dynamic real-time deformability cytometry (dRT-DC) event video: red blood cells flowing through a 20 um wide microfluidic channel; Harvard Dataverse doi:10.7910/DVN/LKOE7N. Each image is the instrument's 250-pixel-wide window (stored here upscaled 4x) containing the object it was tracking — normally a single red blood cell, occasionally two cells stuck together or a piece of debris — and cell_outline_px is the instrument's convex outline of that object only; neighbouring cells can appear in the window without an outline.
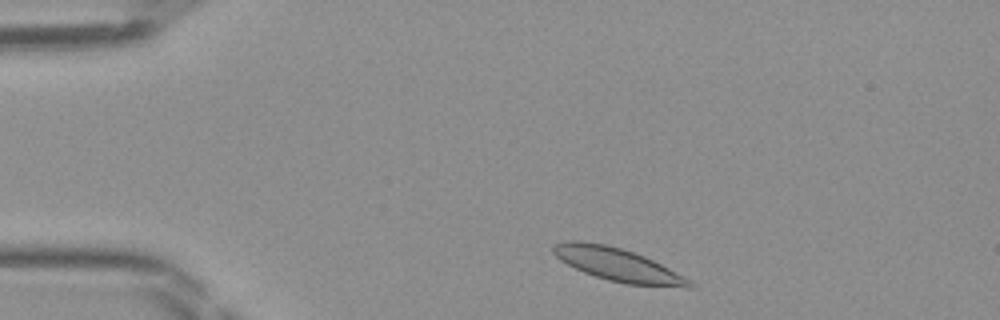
{"species": "Egyptian fruit bat (a non-hibernating species)", "species_latin": "Rousettus aegyptiacus", "temperature_condition": "room temperature", "stored_images_in_passage": 41, "camera_frame_rate_fps": 3000, "um_per_image_px": 0.085, "frame": {"image": 1, "passage_image": 2, "time_ms": 0.333, "image_size_px": [1000, 320], "cell_outline_px": [[692, 288], [688, 288], [624, 284], [608, 280], [584, 272], [560, 260], [552, 252], [552, 248], [556, 244], [568, 240], [580, 240], [604, 244], [620, 248], [644, 256], [692, 280]], "centroid_in_image_um": [52.52, 22.51], "position_along_channel_um": 32.5, "area_um2": 26.01}}
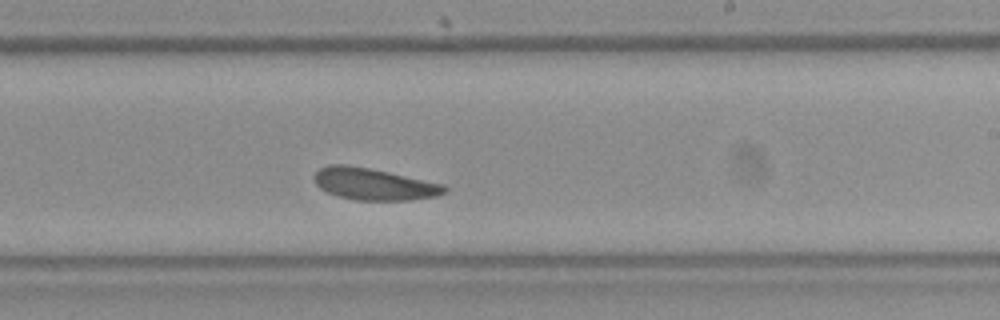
{"frame": {"image": 2, "passage_image": 22, "time_ms": 7.0, "image_size_px": [1000, 320], "cell_outline_px": [[448, 188], [444, 192], [436, 196], [408, 200], [356, 200], [336, 196], [320, 188], [316, 184], [316, 172], [320, 168], [328, 164], [348, 164], [388, 172], [444, 184]], "centroid_in_image_um": [31.77, 15.64], "position_along_channel_um": 257.2, "area_um2": 23.93}}
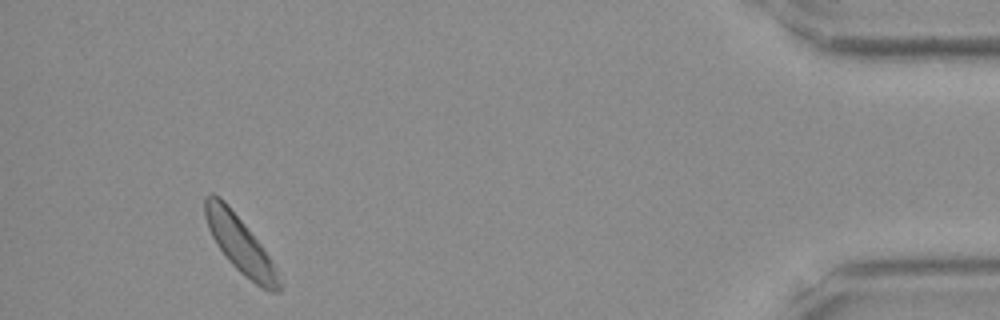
{"frame": {"image": 3, "passage_image": 38, "time_ms": 12.333, "image_size_px": [1000, 320], "cell_outline_px": [[280, 292], [272, 292], [256, 284], [244, 276], [228, 260], [216, 244], [208, 228], [204, 216], [204, 196], [212, 192], [220, 196], [228, 204], [260, 244], [268, 256], [272, 264], [280, 284]], "centroid_in_image_um": [20.31, 20.7], "position_along_channel_um": 414.9, "area_um2": 23.76}}